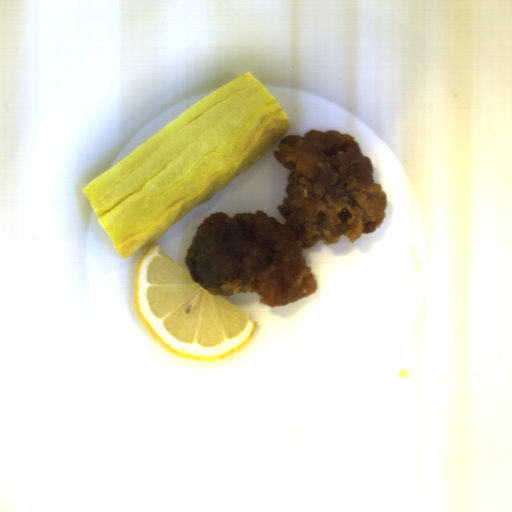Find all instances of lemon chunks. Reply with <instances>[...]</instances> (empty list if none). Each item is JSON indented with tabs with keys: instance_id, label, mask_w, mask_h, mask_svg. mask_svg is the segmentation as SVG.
I'll return each mask as SVG.
<instances>
[{
	"instance_id": "1",
	"label": "lemon chunks",
	"mask_w": 512,
	"mask_h": 512,
	"mask_svg": "<svg viewBox=\"0 0 512 512\" xmlns=\"http://www.w3.org/2000/svg\"><path fill=\"white\" fill-rule=\"evenodd\" d=\"M133 305L146 331L175 357H229L254 336L257 322L222 295H211L158 242L138 260Z\"/></svg>"
}]
</instances>
